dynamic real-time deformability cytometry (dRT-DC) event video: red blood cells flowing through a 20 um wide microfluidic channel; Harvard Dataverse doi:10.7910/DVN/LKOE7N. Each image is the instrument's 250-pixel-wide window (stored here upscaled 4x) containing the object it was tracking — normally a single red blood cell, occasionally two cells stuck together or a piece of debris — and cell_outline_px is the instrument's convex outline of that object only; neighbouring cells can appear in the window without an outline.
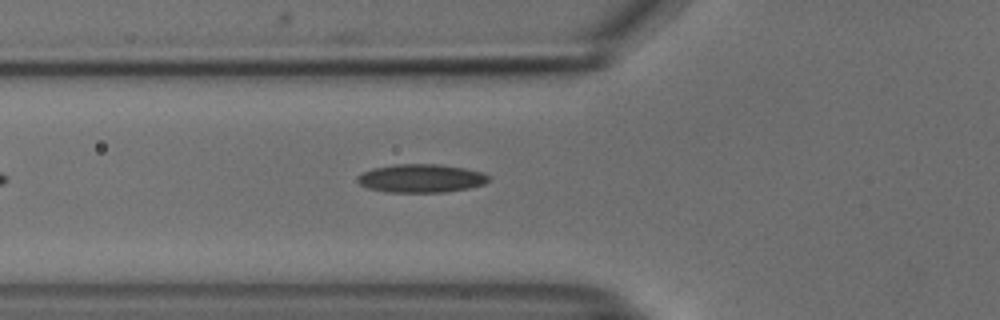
{"species": "common noctule bat (a hibernating species)", "species_latin": "Nyctalus noctula", "temperature_condition": "cold", "stored_images_in_passage": 39, "camera_frame_rate_fps": 3000, "um_per_image_px": 0.085, "animal": {"sex": "male", "body_mass_g": 18.8}, "frame": {"image": 1, "passage_image": 8, "time_ms": 2.333, "image_size_px": [1000, 320], "cell_outline_px": [[488, 180], [484, 184], [468, 188], [444, 192], [388, 192], [368, 188], [360, 184], [356, 180], [356, 176], [372, 168], [392, 164], [440, 164], [464, 168], [484, 172], [488, 176]], "centroid_in_image_um": [35.77, 15.15], "position_along_channel_um": 90.0, "area_um2": 21.73}}
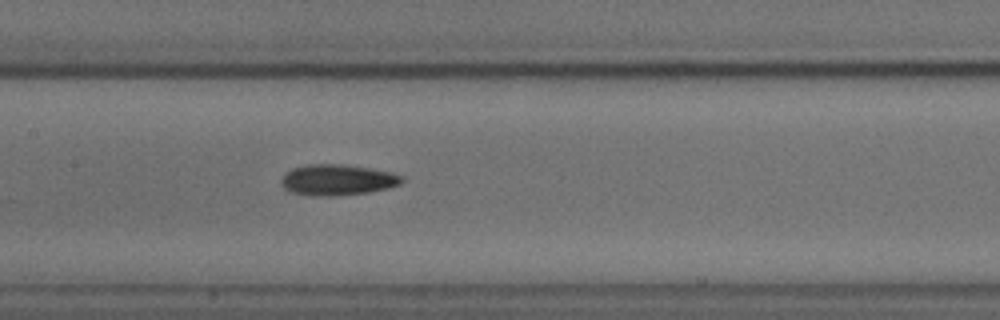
{"frame": {"image": 2, "passage_image": 15, "time_ms": 4.667, "image_size_px": [1000, 320], "cell_outline_px": [[404, 180], [400, 184], [388, 188], [368, 192], [332, 196], [312, 196], [292, 192], [284, 188], [280, 184], [280, 180], [284, 172], [292, 168], [308, 164], [344, 164], [392, 172], [404, 176]], "centroid_in_image_um": [28.66, 15.28], "position_along_channel_um": 178.7, "area_um2": 21.91}}
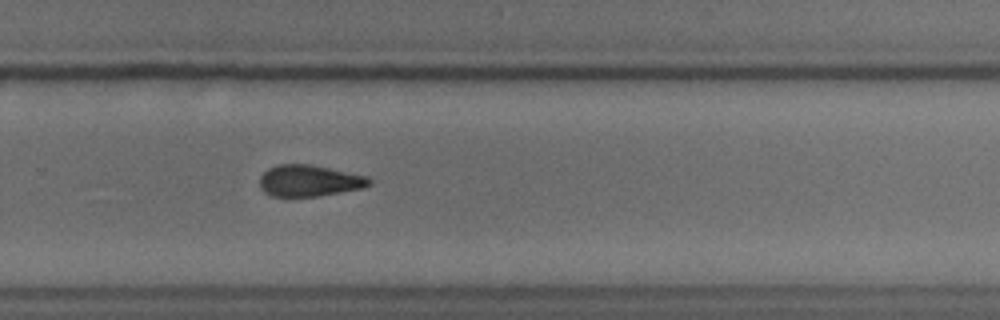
{"frame": {"image": 3, "passage_image": 25, "time_ms": 8.0, "image_size_px": [1000, 320], "cell_outline_px": [[372, 184], [364, 188], [316, 196], [272, 196], [264, 192], [260, 188], [260, 176], [268, 168], [280, 164], [308, 164], [368, 176], [372, 180]], "centroid_in_image_um": [26.3, 15.36], "position_along_channel_um": 303.5, "area_um2": 20.0}}